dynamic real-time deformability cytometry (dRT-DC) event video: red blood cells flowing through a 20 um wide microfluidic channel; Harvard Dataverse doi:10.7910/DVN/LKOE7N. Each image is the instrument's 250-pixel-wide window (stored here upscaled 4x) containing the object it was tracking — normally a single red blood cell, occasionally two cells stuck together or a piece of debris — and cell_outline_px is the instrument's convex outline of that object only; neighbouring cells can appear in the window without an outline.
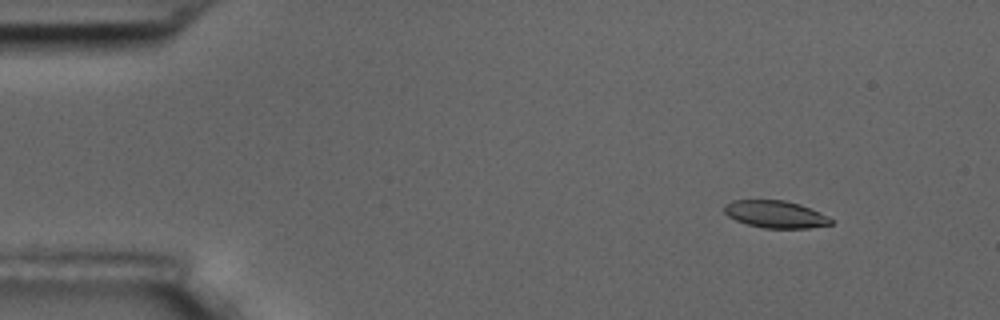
{"species": "common noctule bat (a hibernating species)", "species_latin": "Nyctalus noctula", "temperature_condition": "room temperature", "stored_images_in_passage": 5, "camera_frame_rate_fps": 3000, "um_per_image_px": 0.085, "animal": {"sex": "male", "body_mass_g": 17.5, "forearm_length_mm": 52.3}, "frame": {"image": 1, "passage_image": 2, "time_ms": 1.333, "image_size_px": [1000, 320], "cell_outline_px": [[832, 224], [808, 228], [764, 228], [748, 224], [736, 220], [728, 216], [724, 212], [724, 204], [732, 200], [784, 200], [800, 204], [832, 220]], "centroid_in_image_um": [65.84, 18.21], "position_along_channel_um": 19.2, "area_um2": 16.65}}
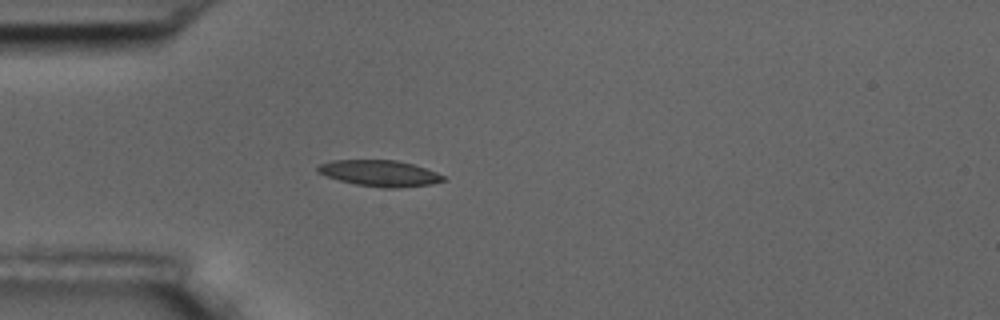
{"frame": {"image": 2, "passage_image": 5, "time_ms": 4.667, "image_size_px": [1000, 320], "cell_outline_px": [[444, 180], [432, 184], [400, 188], [384, 188], [356, 184], [340, 180], [316, 172], [316, 168], [320, 164], [332, 160], [396, 160], [412, 164], [436, 172], [444, 176]], "centroid_in_image_um": [32.26, 14.73], "position_along_channel_um": 52.7, "area_um2": 18.96}}